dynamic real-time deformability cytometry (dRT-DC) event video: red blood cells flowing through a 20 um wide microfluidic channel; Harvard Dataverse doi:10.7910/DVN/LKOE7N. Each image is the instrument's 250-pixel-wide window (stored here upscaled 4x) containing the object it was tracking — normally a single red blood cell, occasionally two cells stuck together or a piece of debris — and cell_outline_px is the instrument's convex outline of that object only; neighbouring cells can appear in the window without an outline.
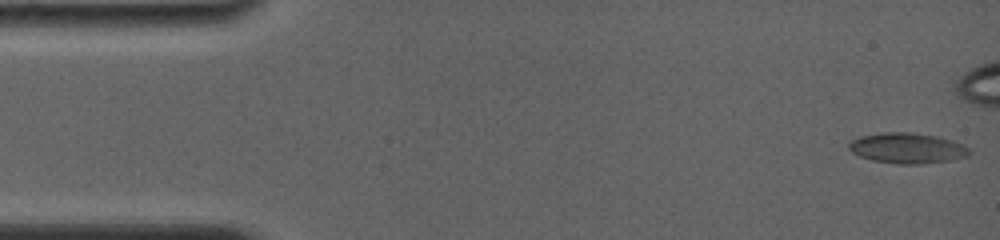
{"species": "common noctule bat (a hibernating species)", "species_latin": "Nyctalus noctula", "temperature_condition": "room temperature", "stored_images_in_passage": 26, "camera_frame_rate_fps": 4000, "um_per_image_px": 0.085, "animal": {"sex": "female", "body_mass_g": 19.0, "forearm_length_mm": 56.7}, "frame": {"image": 1, "passage_image": 1, "time_ms": 0.0, "image_size_px": [1000, 240], "cell_outline_px": [[972, 152], [968, 156], [952, 160], [920, 164], [896, 164], [872, 160], [860, 156], [852, 152], [848, 148], [848, 144], [852, 140], [860, 136], [880, 132], [908, 132], [936, 136], [952, 140], [968, 148]], "centroid_in_image_um": [77.1, 12.59], "position_along_channel_um": 7.9, "area_um2": 21.44}}
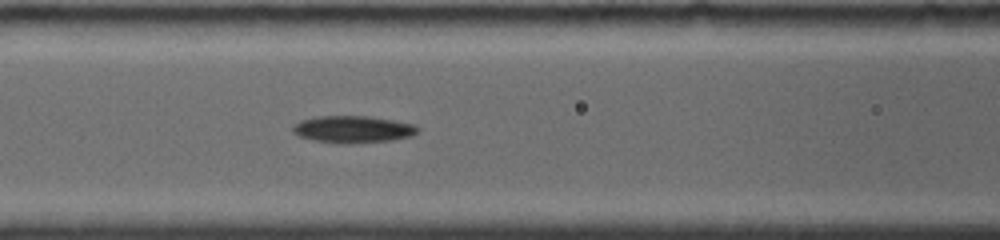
{"frame": {"image": 2, "passage_image": 20, "time_ms": 6.5, "image_size_px": [1000, 240], "cell_outline_px": [[420, 128], [412, 136], [392, 140], [340, 144], [316, 140], [296, 136], [292, 132], [292, 124], [300, 120], [316, 116], [368, 116], [416, 124]], "centroid_in_image_um": [29.96, 10.98], "position_along_channel_um": 136.6, "area_um2": 19.83}}
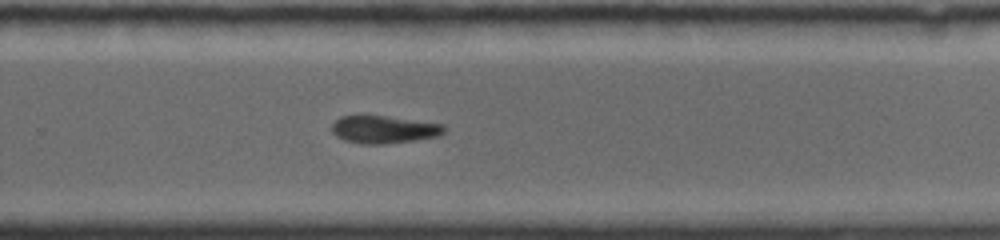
{"frame": {"image": 3, "passage_image": 26, "time_ms": 10.75, "image_size_px": [1000, 240], "cell_outline_px": [[448, 128], [444, 132], [436, 136], [412, 140], [380, 144], [364, 144], [344, 140], [336, 136], [332, 132], [332, 124], [340, 116], [384, 116], [444, 124]], "centroid_in_image_um": [32.62, 11.0], "position_along_channel_um": 297.2, "area_um2": 17.8}}